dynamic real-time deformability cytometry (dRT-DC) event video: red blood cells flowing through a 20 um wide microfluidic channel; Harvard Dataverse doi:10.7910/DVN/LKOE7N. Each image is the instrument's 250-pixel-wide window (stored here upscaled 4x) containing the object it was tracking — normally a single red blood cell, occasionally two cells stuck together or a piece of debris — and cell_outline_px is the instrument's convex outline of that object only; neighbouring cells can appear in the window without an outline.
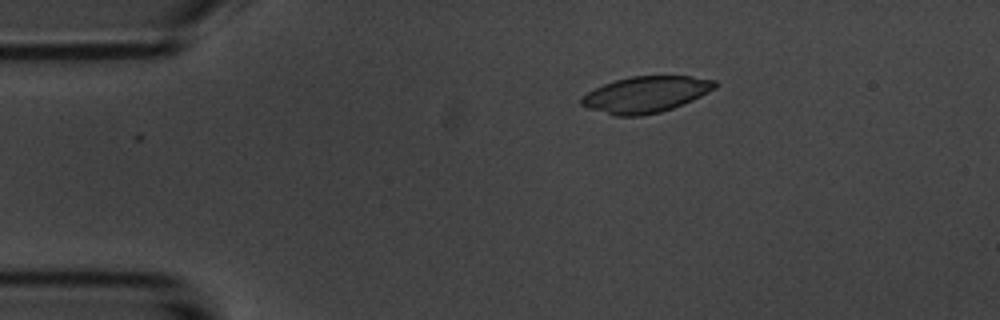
{"species": "common noctule bat (a hibernating species)", "species_latin": "Nyctalus noctula", "temperature_condition": "room temperature", "stored_images_in_passage": 9, "camera_frame_rate_fps": 3000, "um_per_image_px": 0.085, "animal": {"sex": "male", "body_mass_g": 20.1, "forearm_length_mm": 53.5}, "frame": {"image": 1, "passage_image": 1, "time_ms": 0.0, "image_size_px": [1000, 320], "cell_outline_px": [[720, 84], [716, 88], [684, 104], [660, 112], [640, 116], [616, 116], [588, 108], [580, 104], [580, 96], [604, 84], [616, 80], [632, 76], [692, 76], [716, 80]], "centroid_in_image_um": [54.91, 8.02], "position_along_channel_um": 30.1, "area_um2": 28.21}}
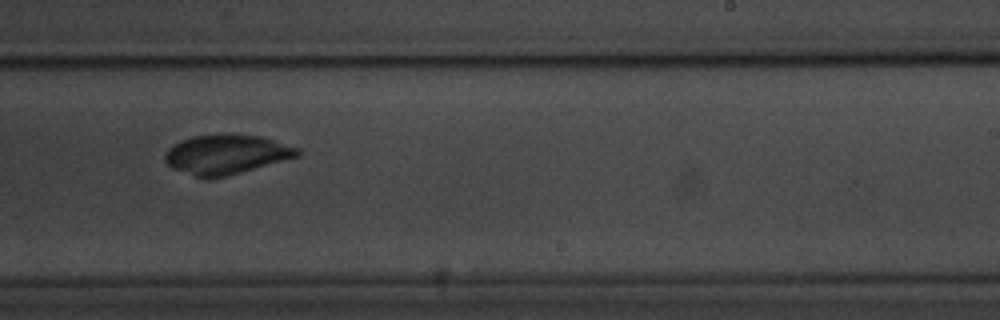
{"frame": {"image": 2, "passage_image": 8, "time_ms": 8.0, "image_size_px": [1000, 320], "cell_outline_px": [[300, 156], [240, 172], [208, 180], [204, 180], [172, 168], [164, 160], [164, 152], [172, 144], [180, 140], [192, 136], [228, 132], [260, 136], [300, 148]], "centroid_in_image_um": [19.19, 13.11], "position_along_channel_um": 269.8, "area_um2": 31.1}}